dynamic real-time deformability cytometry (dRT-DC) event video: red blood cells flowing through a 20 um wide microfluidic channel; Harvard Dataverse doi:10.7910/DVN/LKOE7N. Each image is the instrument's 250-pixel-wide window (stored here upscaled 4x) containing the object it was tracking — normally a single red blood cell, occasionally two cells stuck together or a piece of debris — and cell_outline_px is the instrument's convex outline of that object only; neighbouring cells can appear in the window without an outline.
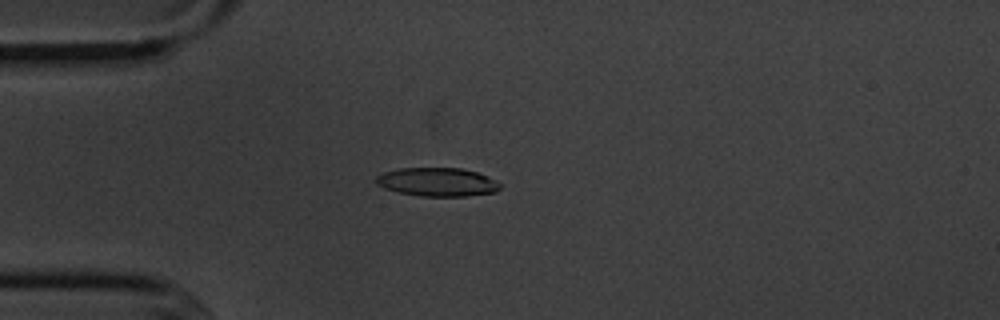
{"species": "common noctule bat (a hibernating species)", "species_latin": "Nyctalus noctula", "temperature_condition": "cold", "stored_images_in_passage": 5, "camera_frame_rate_fps": 3000, "um_per_image_px": 0.085, "animal": {"sex": "male", "body_mass_g": 20.1, "forearm_length_mm": 53.5}, "frame": {"image": 1, "passage_image": 5, "time_ms": 4.333, "image_size_px": [1000, 320], "cell_outline_px": [[500, 188], [496, 192], [464, 196], [420, 196], [400, 192], [384, 188], [376, 184], [376, 176], [384, 172], [400, 168], [460, 168], [476, 172], [500, 184]], "centroid_in_image_um": [37.13, 15.47], "position_along_channel_um": 47.9, "area_um2": 20.35}}